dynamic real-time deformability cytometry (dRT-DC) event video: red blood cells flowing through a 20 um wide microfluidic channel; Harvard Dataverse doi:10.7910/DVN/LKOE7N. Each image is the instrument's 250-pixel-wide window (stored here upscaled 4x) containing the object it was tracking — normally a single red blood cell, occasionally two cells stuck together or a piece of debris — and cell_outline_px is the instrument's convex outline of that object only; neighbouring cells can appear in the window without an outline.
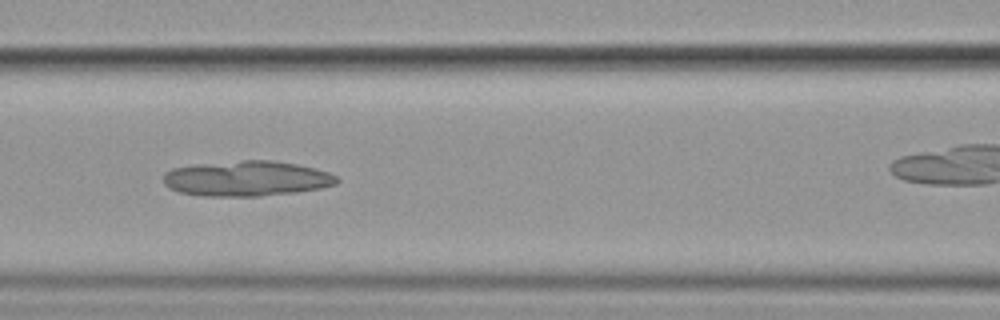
{"species": "common noctule bat (a hibernating species)", "species_latin": "Nyctalus noctula", "temperature_condition": "cold", "stored_images_in_passage": 11, "camera_frame_rate_fps": 3000, "um_per_image_px": 0.085, "animal": {"sex": "female", "body_mass_g": 19.9}, "frame": {"image": 1, "passage_image": 8, "time_ms": 8.333, "image_size_px": [1000, 320], "cell_outline_px": [[340, 180], [336, 184], [320, 188], [296, 192], [260, 196], [204, 196], [180, 192], [168, 188], [164, 184], [164, 172], [172, 168], [200, 164], [244, 160], [272, 160], [296, 164], [316, 168], [328, 172], [336, 176]], "centroid_in_image_um": [20.97, 15.17], "position_along_channel_um": 145.6, "area_um2": 35.66}}